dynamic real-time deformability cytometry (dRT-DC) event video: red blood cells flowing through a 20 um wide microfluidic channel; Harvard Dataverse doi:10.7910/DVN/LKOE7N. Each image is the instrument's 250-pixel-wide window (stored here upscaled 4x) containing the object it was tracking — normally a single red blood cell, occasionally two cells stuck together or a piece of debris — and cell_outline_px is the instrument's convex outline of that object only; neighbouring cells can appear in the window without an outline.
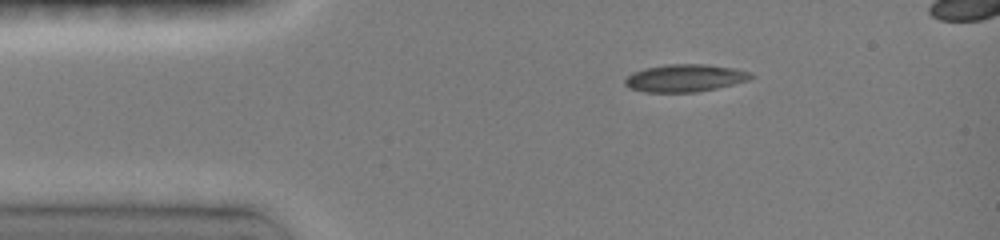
{"species": "common noctule bat (a hibernating species)", "species_latin": "Nyctalus noctula", "temperature_condition": "room temperature", "stored_images_in_passage": 29, "camera_frame_rate_fps": 3000, "um_per_image_px": 0.085, "animal": {"sex": "female", "body_mass_g": 19.0, "forearm_length_mm": 51.5}, "frame": {"image": 1, "passage_image": 1, "time_ms": 0.0, "image_size_px": [1000, 240], "cell_outline_px": [[756, 76], [748, 80], [716, 88], [696, 92], [644, 92], [628, 88], [624, 84], [624, 80], [632, 72], [644, 68], [668, 64], [708, 64], [736, 68], [752, 72]], "centroid_in_image_um": [58.23, 6.62], "position_along_channel_um": 26.8, "area_um2": 20.4}}
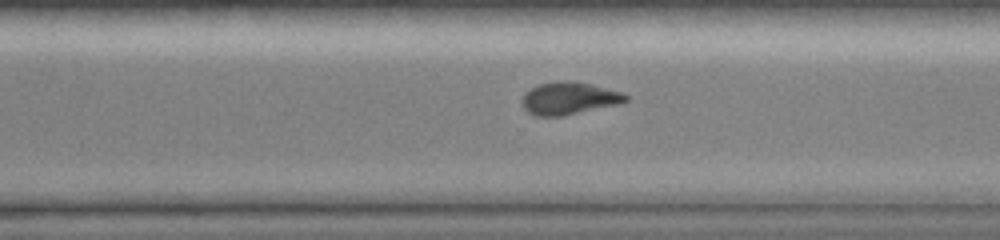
{"frame": {"image": 2, "passage_image": 16, "time_ms": 8.333, "image_size_px": [1000, 240], "cell_outline_px": [[628, 100], [620, 104], [560, 116], [536, 116], [528, 112], [524, 108], [520, 100], [524, 92], [540, 84], [556, 80], [572, 80], [592, 84], [620, 92], [628, 96]], "centroid_in_image_um": [48.34, 8.34], "position_along_channel_um": 322.3, "area_um2": 19.71}}
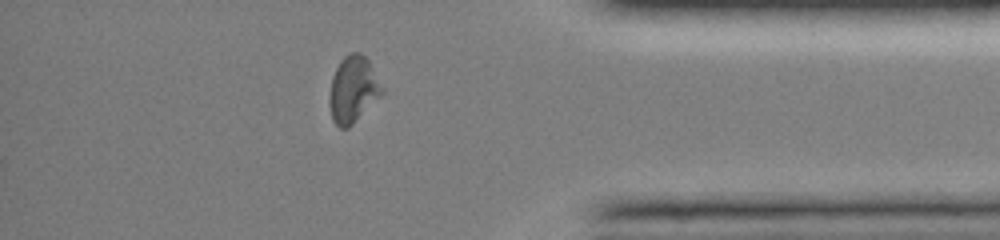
{"frame": {"image": 3, "passage_image": 22, "time_ms": 10.667, "image_size_px": [1000, 240], "cell_outline_px": [[384, 92], [348, 128], [340, 128], [332, 120], [328, 100], [332, 76], [340, 60], [344, 56], [352, 52], [360, 52], [368, 60], [384, 88]], "centroid_in_image_um": [29.99, 7.59], "position_along_channel_um": 405.2, "area_um2": 20.29}}